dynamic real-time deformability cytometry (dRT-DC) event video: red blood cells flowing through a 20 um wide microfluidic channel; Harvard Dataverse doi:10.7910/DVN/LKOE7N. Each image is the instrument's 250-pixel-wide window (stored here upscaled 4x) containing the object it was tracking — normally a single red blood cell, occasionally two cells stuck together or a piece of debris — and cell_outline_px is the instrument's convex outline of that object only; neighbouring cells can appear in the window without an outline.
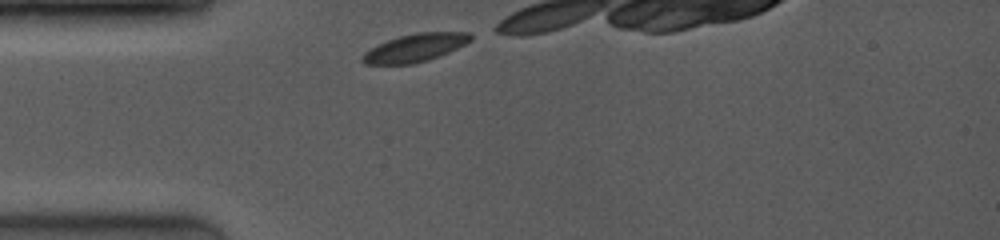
{"species": "common noctule bat (a hibernating species)", "species_latin": "Nyctalus noctula", "temperature_condition": "room temperature", "stored_images_in_passage": 8, "camera_frame_rate_fps": 4000, "um_per_image_px": 0.085, "animal": {"sex": "female", "body_mass_g": 19.0, "forearm_length_mm": 53.3}, "frame": {"image": 1, "passage_image": 1, "time_ms": 0.0, "image_size_px": [1000, 240], "cell_outline_px": [[472, 40], [440, 56], [428, 60], [412, 64], [364, 64], [360, 60], [372, 48], [388, 40], [400, 36], [416, 32], [468, 32], [472, 36]], "centroid_in_image_um": [35.32, 4.06], "position_along_channel_um": 49.7, "area_um2": 17.28}}